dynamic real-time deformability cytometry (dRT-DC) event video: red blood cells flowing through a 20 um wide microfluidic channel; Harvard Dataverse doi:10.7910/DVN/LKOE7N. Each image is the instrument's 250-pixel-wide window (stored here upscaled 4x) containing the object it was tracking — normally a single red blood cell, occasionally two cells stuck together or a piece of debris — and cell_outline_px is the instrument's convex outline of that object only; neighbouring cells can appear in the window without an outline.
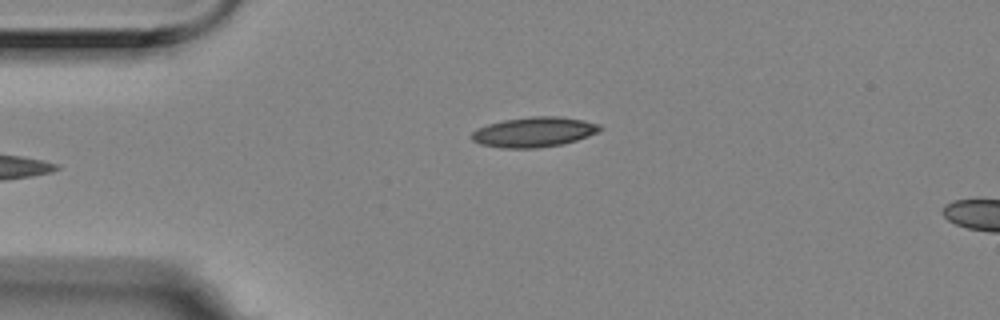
{"species": "Egyptian fruit bat (a non-hibernating species)", "species_latin": "Rousettus aegyptiacus", "temperature_condition": "room temperature", "stored_images_in_passage": 4, "camera_frame_rate_fps": 3000, "um_per_image_px": 0.085, "animal": {"sex": "female"}, "frame": {"image": 1, "passage_image": 4, "time_ms": 1.0, "image_size_px": [1000, 320], "cell_outline_px": [[604, 128], [588, 136], [576, 140], [560, 144], [536, 148], [500, 148], [480, 144], [472, 140], [472, 132], [476, 128], [488, 124], [504, 120], [532, 116], [560, 116], [584, 120], [600, 124]], "centroid_in_image_um": [45.38, 11.21], "position_along_channel_um": 39.6, "area_um2": 22.43}}